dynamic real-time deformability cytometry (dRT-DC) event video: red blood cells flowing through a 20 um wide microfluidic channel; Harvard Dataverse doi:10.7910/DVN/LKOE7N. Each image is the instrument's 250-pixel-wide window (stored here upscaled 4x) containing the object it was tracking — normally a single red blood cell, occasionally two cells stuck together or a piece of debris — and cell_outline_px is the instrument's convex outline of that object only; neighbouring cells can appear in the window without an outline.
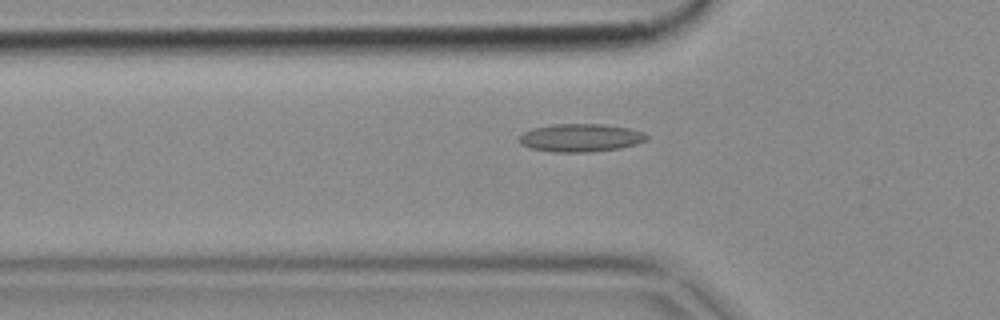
{"species": "common noctule bat (a hibernating species)", "species_latin": "Nyctalus noctula", "temperature_condition": "cold", "stored_images_in_passage": 52, "camera_frame_rate_fps": 3000, "um_per_image_px": 0.085, "animal": {"sex": "female", "body_mass_g": 18.4}, "frame": {"image": 1, "passage_image": 17, "time_ms": 5.333, "image_size_px": [1000, 320], "cell_outline_px": [[648, 140], [636, 144], [620, 148], [592, 152], [552, 152], [528, 148], [520, 144], [516, 140], [524, 132], [532, 128], [552, 124], [604, 124], [628, 128], [644, 132], [648, 136]], "centroid_in_image_um": [49.32, 11.71], "position_along_channel_um": 76.5, "area_um2": 21.1}}
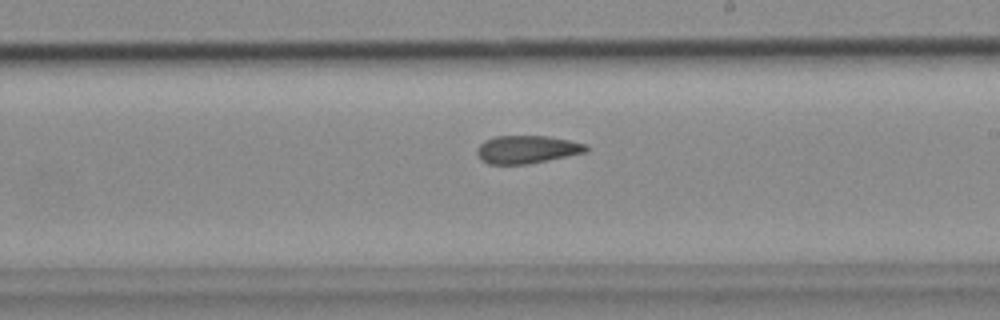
{"frame": {"image": 2, "passage_image": 30, "time_ms": 9.667, "image_size_px": [1000, 320], "cell_outline_px": [[588, 148], [584, 152], [528, 164], [488, 164], [480, 160], [476, 152], [476, 148], [484, 140], [496, 136], [548, 136], [588, 144]], "centroid_in_image_um": [44.73, 12.7], "position_along_channel_um": 244.3, "area_um2": 17.69}}
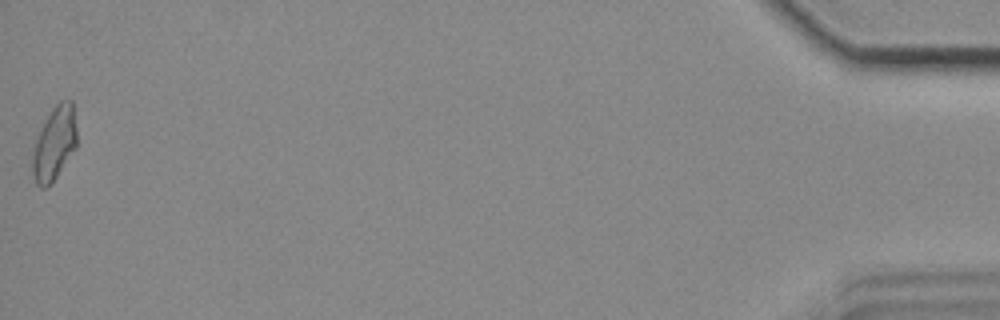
{"frame": {"image": 3, "passage_image": 52, "time_ms": 17.0, "image_size_px": [1000, 320], "cell_outline_px": [[76, 148], [52, 184], [44, 188], [40, 188], [36, 184], [32, 172], [32, 156], [36, 136], [52, 108], [60, 100], [72, 100], [76, 128]], "centroid_in_image_um": [4.61, 12.22], "position_along_channel_um": 430.6, "area_um2": 19.19}}